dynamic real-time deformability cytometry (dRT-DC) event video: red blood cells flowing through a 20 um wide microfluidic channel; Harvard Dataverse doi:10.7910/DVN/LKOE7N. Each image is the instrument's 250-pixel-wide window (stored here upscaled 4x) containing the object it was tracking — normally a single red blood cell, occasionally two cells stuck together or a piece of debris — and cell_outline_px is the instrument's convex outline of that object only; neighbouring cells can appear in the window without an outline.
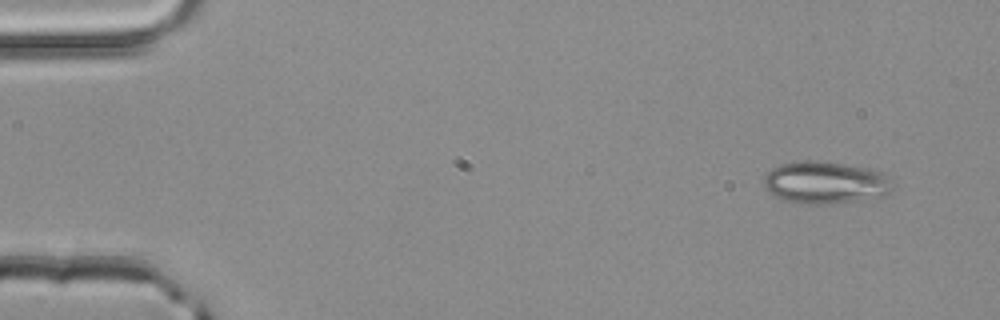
{"species": "common noctule bat (a hibernating species)", "species_latin": "Nyctalus noctula", "temperature_condition": "room temperature", "stored_images_in_passage": 2, "camera_frame_rate_fps": 3000, "um_per_image_px": 0.085, "animal": {"sex": "male", "body_mass_g": 20.4}, "frame": {"image": 1, "passage_image": 1, "time_ms": 0.0, "image_size_px": [1000, 320], "cell_outline_px": [[896, 188], [880, 196], [856, 200], [820, 204], [796, 204], [784, 200], [776, 196], [764, 184], [764, 176], [772, 168], [780, 164], [804, 160], [812, 160], [844, 164], [864, 168], [880, 172]], "centroid_in_image_um": [70.1, 15.52], "position_along_channel_um": 14.9, "area_um2": 31.1}}